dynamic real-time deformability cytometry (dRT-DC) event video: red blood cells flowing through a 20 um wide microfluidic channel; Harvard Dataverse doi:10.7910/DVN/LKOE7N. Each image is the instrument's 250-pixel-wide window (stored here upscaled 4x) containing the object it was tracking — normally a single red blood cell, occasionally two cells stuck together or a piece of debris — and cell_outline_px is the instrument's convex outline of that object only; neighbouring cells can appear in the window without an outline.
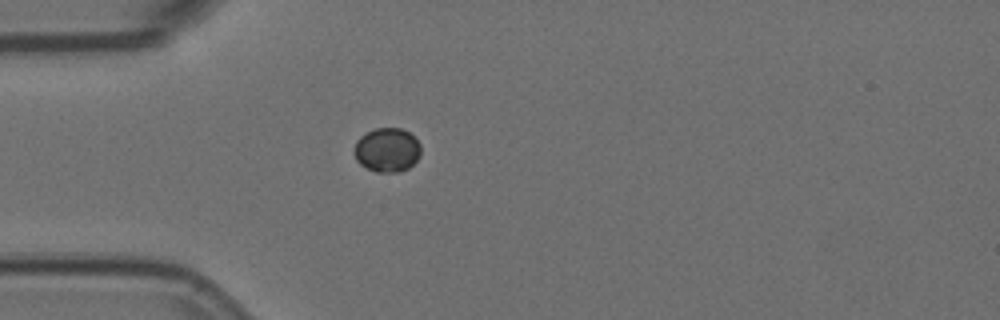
{"species": "Egyptian fruit bat (a non-hibernating species)", "species_latin": "Rousettus aegyptiacus", "temperature_condition": "room temperature", "stored_images_in_passage": 1, "camera_frame_rate_fps": 3000, "um_per_image_px": 0.085, "animal": {"sex": "female"}, "frame": {"image": 1, "passage_image": 1, "time_ms": 0.0, "image_size_px": [1000, 320], "cell_outline_px": [[420, 156], [408, 168], [400, 172], [376, 172], [360, 164], [356, 160], [352, 152], [356, 140], [360, 136], [376, 128], [400, 128], [408, 132], [420, 144]], "centroid_in_image_um": [32.87, 12.75], "position_along_channel_um": 52.1, "area_um2": 17.17}}